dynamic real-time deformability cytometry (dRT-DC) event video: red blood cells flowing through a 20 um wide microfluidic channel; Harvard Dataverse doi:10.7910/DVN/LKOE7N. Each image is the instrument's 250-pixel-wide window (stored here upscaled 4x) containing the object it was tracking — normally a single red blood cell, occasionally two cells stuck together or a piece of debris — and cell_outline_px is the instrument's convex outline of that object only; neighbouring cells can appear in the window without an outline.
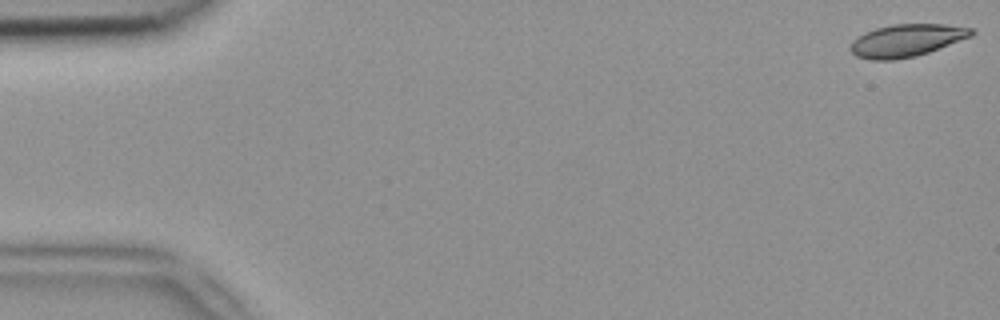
{"species": "common noctule bat (a hibernating species)", "species_latin": "Nyctalus noctula", "temperature_condition": "room temperature", "stored_images_in_passage": 19, "camera_frame_rate_fps": 3000, "um_per_image_px": 0.085, "animal": {"sex": "female", "body_mass_g": 18.4}, "frame": {"image": 1, "passage_image": 1, "time_ms": 0.0, "image_size_px": [1000, 320], "cell_outline_px": [[976, 32], [972, 36], [928, 52], [916, 56], [892, 60], [872, 60], [856, 56], [848, 48], [852, 40], [876, 28], [896, 24], [944, 24], [972, 28]], "centroid_in_image_um": [77.06, 3.44], "position_along_channel_um": 7.9, "area_um2": 22.72}}
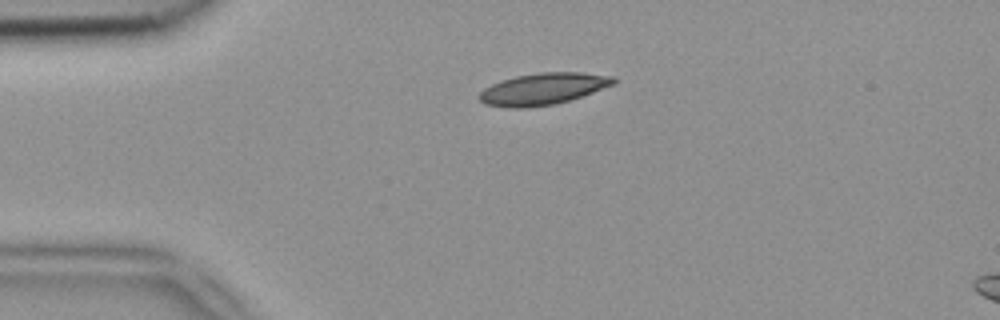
{"frame": {"image": 2, "passage_image": 12, "time_ms": 3.667, "image_size_px": [1000, 320], "cell_outline_px": [[616, 84], [568, 100], [552, 104], [524, 108], [508, 108], [484, 104], [480, 100], [480, 92], [484, 88], [500, 80], [516, 76], [540, 72], [580, 72], [616, 76]], "centroid_in_image_um": [46.16, 7.54], "position_along_channel_um": 38.8, "area_um2": 24.74}}